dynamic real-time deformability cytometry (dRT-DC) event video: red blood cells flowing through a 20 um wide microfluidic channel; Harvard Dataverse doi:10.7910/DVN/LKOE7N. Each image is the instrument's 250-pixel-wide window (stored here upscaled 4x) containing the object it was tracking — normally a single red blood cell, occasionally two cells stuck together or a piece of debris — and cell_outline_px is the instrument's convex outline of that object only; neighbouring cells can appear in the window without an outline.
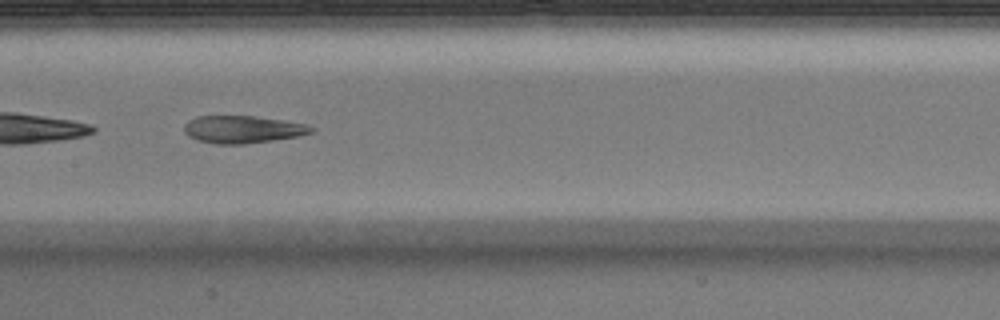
{"species": "Egyptian fruit bat (a non-hibernating species)", "species_latin": "Rousettus aegyptiacus", "temperature_condition": "warm", "stored_images_in_passage": 38, "camera_frame_rate_fps": 3000, "um_per_image_px": 0.085, "animal": {"sex": "male"}, "frame": {"image": 1, "passage_image": 25, "time_ms": 8.0, "image_size_px": [1000, 320], "cell_outline_px": [[316, 132], [300, 136], [244, 144], [216, 144], [196, 140], [188, 136], [184, 132], [184, 124], [188, 120], [200, 116], [256, 116], [284, 120], [308, 124], [316, 128]], "centroid_in_image_um": [20.67, 11.0], "position_along_channel_um": 186.7, "area_um2": 20.63}}
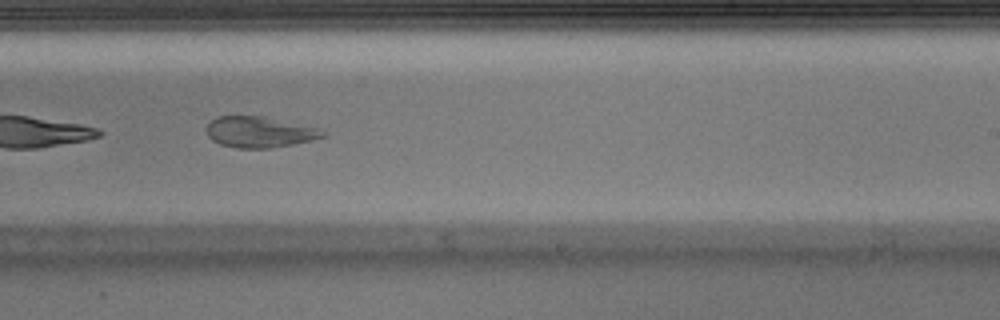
{"frame": {"image": 2, "passage_image": 31, "time_ms": 10.0, "image_size_px": [1000, 320], "cell_outline_px": [[328, 136], [312, 140], [292, 144], [268, 148], [236, 148], [220, 144], [212, 140], [208, 136], [208, 124], [216, 116], [260, 116], [320, 128], [328, 132]], "centroid_in_image_um": [22.1, 11.23], "position_along_channel_um": 266.9, "area_um2": 20.87}}